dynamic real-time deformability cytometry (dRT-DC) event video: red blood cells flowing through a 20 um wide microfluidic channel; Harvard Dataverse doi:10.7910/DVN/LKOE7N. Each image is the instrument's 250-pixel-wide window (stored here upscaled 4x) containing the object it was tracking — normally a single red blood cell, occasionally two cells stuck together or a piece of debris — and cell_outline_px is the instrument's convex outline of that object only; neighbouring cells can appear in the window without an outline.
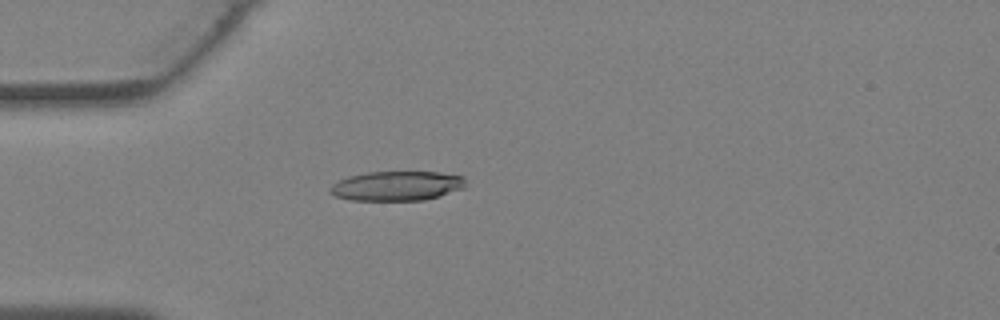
{"species": "Egyptian fruit bat (a non-hibernating species)", "species_latin": "Rousettus aegyptiacus", "temperature_condition": "warm", "stored_images_in_passage": 27, "camera_frame_rate_fps": 3000, "um_per_image_px": 0.085, "animal": {"sex": "female"}, "frame": {"image": 1, "passage_image": 1, "time_ms": 0.0, "image_size_px": [1000, 320], "cell_outline_px": [[468, 184], [464, 188], [440, 196], [424, 200], [352, 200], [336, 196], [328, 192], [328, 188], [332, 184], [348, 176], [368, 172], [440, 172], [464, 176]], "centroid_in_image_um": [33.76, 15.8], "position_along_channel_um": 51.2, "area_um2": 23.52}}
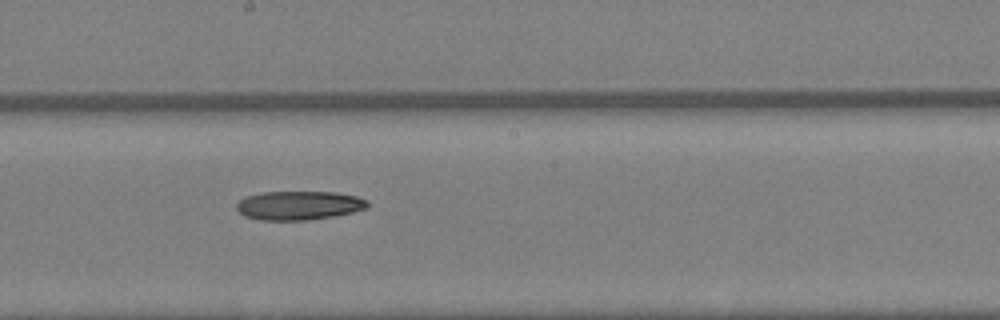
{"frame": {"image": 2, "passage_image": 11, "time_ms": 3.333, "image_size_px": [1000, 320], "cell_outline_px": [[368, 208], [352, 212], [332, 216], [308, 220], [260, 220], [244, 216], [236, 208], [236, 204], [244, 196], [264, 192], [336, 192], [356, 196], [368, 200]], "centroid_in_image_um": [25.4, 17.46], "position_along_channel_um": 222.8, "area_um2": 22.08}}
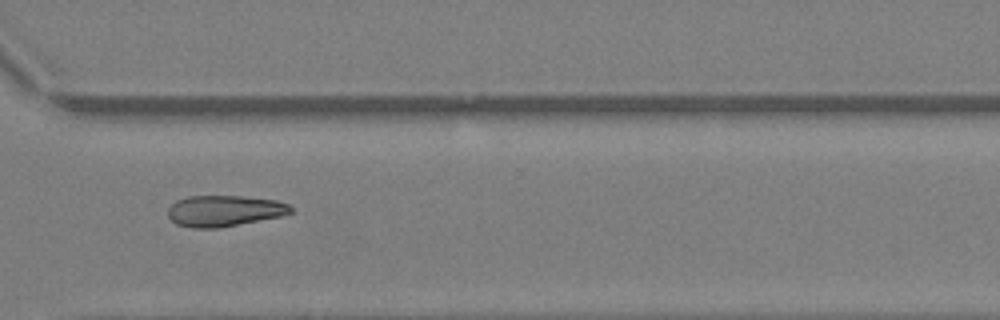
{"frame": {"image": 3, "passage_image": 18, "time_ms": 5.667, "image_size_px": [1000, 320], "cell_outline_px": [[292, 212], [280, 216], [216, 228], [192, 228], [176, 224], [168, 216], [168, 208], [176, 200], [188, 196], [240, 196], [276, 200], [288, 204], [292, 208]], "centroid_in_image_um": [19.02, 17.91], "position_along_channel_um": 351.6, "area_um2": 22.02}}